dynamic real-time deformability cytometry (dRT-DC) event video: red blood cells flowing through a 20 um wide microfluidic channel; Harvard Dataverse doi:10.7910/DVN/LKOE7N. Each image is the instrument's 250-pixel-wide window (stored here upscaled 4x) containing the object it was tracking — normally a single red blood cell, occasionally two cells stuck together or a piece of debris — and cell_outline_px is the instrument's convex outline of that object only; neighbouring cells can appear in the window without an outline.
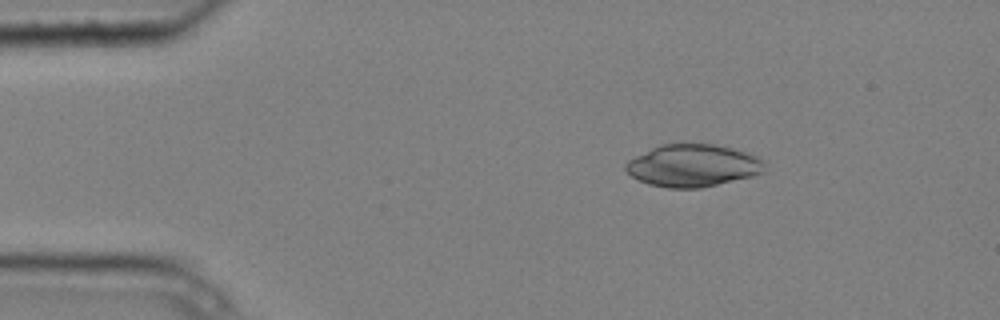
{"species": "common noctule bat (a hibernating species)", "species_latin": "Nyctalus noctula", "temperature_condition": "cold", "stored_images_in_passage": 5, "camera_frame_rate_fps": 3000, "um_per_image_px": 0.085, "animal": {"sex": "male", "body_mass_g": 20.4}, "frame": {"image": 1, "passage_image": 3, "time_ms": 0.667, "image_size_px": [1000, 320], "cell_outline_px": [[764, 172], [752, 176], [700, 188], [668, 188], [648, 184], [632, 176], [624, 168], [624, 164], [628, 160], [660, 144], [716, 144], [748, 152], [760, 156], [764, 160]], "centroid_in_image_um": [58.92, 14.07], "position_along_channel_um": 26.1, "area_um2": 34.33}}